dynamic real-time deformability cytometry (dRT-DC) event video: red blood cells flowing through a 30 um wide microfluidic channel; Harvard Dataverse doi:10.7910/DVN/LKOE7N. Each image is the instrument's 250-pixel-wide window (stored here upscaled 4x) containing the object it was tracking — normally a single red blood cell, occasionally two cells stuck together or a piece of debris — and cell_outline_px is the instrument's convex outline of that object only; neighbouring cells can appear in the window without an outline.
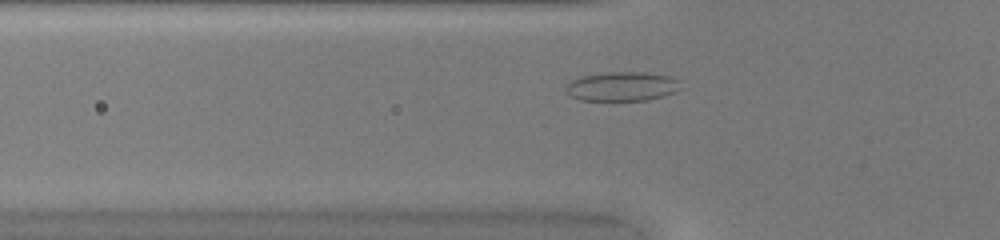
{"species": "common noctule bat (a hibernating species)", "species_latin": "Nyctalus noctula", "temperature_condition": "warm", "stored_images_in_passage": 43, "camera_frame_rate_fps": 3000, "um_per_image_px": 0.085, "animal": {"sex": "female", "body_mass_g": 20.0, "forearm_length_mm": 54.0}, "frame": {"image": 1, "passage_image": 11, "time_ms": 3.333, "image_size_px": [1000, 240], "cell_outline_px": [[680, 88], [676, 92], [648, 100], [580, 100], [572, 96], [564, 88], [572, 80], [580, 76], [608, 72], [644, 72], [672, 76], [676, 80]], "centroid_in_image_um": [52.87, 7.34], "position_along_channel_um": 72.9, "area_um2": 19.42}}
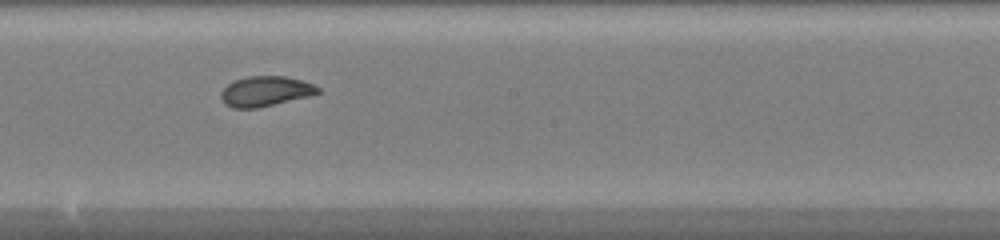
{"frame": {"image": 2, "passage_image": 22, "time_ms": 7.0, "image_size_px": [1000, 240], "cell_outline_px": [[320, 92], [312, 96], [256, 108], [232, 108], [224, 104], [220, 96], [220, 92], [228, 84], [236, 80], [248, 76], [284, 76], [300, 80], [312, 84], [320, 88]], "centroid_in_image_um": [22.56, 7.77], "position_along_channel_um": 225.6, "area_um2": 16.99}}
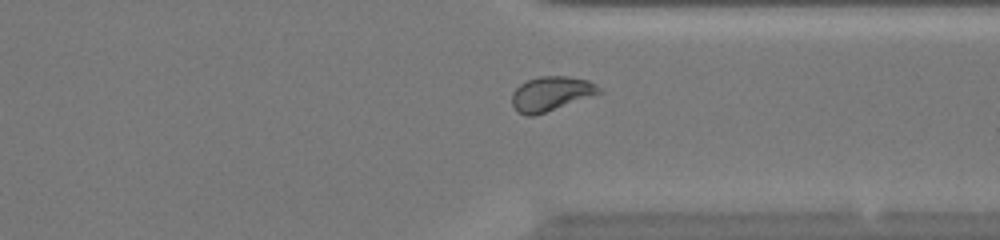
{"frame": {"image": 3, "passage_image": 32, "time_ms": 10.333, "image_size_px": [1000, 240], "cell_outline_px": [[604, 92], [532, 116], [528, 116], [516, 112], [512, 104], [512, 92], [520, 84], [528, 80], [540, 76], [568, 76], [588, 80], [596, 84]], "centroid_in_image_um": [46.83, 7.95], "position_along_channel_um": 364.6, "area_um2": 17.4}, "authors_computed_cell_mechanics": {"area_um2": 18.0336, "velocity_mm_per_s": 4.1625, "shape_relaxation_time_tau1_ms": null, "shape_relaxation_time_tau2_ms": 0.3552, "deformation_change_tau1": null, "deformation_change_tau2": 0.0441}}